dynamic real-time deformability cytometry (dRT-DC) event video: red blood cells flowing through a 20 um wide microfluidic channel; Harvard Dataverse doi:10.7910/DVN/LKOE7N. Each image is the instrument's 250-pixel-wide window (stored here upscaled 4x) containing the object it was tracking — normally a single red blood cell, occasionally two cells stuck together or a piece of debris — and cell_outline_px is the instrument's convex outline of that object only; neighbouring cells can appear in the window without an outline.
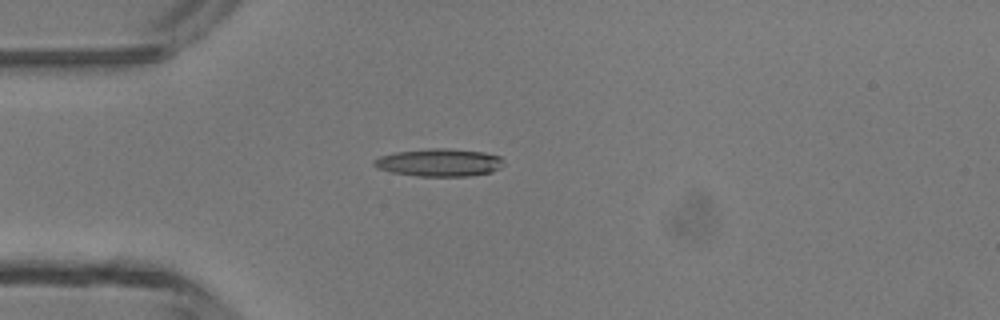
{"species": "common noctule bat (a hibernating species)", "species_latin": "Nyctalus noctula", "temperature_condition": "room temperature", "stored_images_in_passage": 2, "camera_frame_rate_fps": 3000, "um_per_image_px": 0.085, "animal": {"sex": "male", "body_mass_g": 13.3}, "frame": {"image": 1, "passage_image": 1, "time_ms": 0.0, "image_size_px": [1000, 320], "cell_outline_px": [[504, 164], [500, 168], [492, 172], [468, 176], [416, 176], [392, 172], [380, 168], [372, 164], [372, 160], [380, 156], [396, 152], [428, 148], [444, 148], [484, 152], [500, 156], [504, 160]], "centroid_in_image_um": [37.36, 13.81], "position_along_channel_um": 47.6, "area_um2": 20.98}}